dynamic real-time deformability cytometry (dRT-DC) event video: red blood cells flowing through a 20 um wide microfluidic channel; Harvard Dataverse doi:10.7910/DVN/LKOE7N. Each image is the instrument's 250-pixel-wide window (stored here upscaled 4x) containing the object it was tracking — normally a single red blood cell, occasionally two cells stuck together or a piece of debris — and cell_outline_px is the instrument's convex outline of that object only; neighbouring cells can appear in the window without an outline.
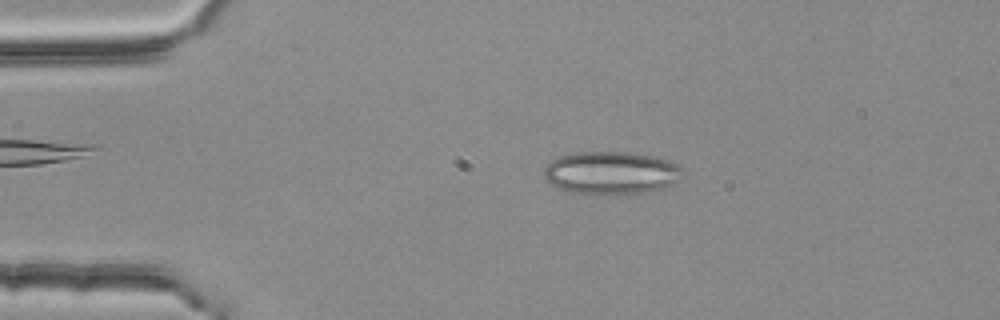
{"species": "common noctule bat (a hibernating species)", "species_latin": "Nyctalus noctula", "temperature_condition": "room temperature", "stored_images_in_passage": 46, "camera_frame_rate_fps": 3000, "um_per_image_px": 0.085, "animal": {"sex": "female", "body_mass_g": 25.1}, "frame": {"image": 1, "passage_image": 10, "time_ms": 3.0, "image_size_px": [1000, 320], "cell_outline_px": [[684, 172], [676, 180], [664, 188], [644, 192], [568, 192], [544, 180], [544, 168], [552, 160], [560, 156], [576, 152], [628, 152], [656, 156], [668, 160], [684, 168]], "centroid_in_image_um": [51.95, 14.65], "position_along_channel_um": 33.1, "area_um2": 33.93}}
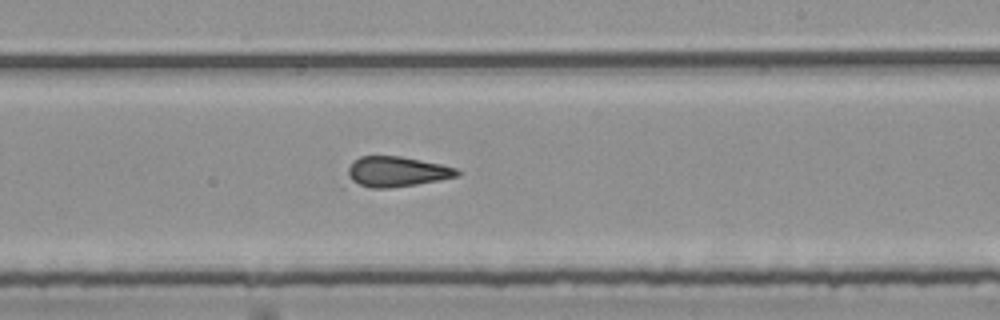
{"frame": {"image": 2, "passage_image": 31, "time_ms": 10.0, "image_size_px": [1000, 320], "cell_outline_px": [[460, 176], [440, 180], [416, 184], [388, 188], [372, 188], [348, 184], [348, 168], [360, 156], [400, 156], [440, 164], [456, 168], [460, 172]], "centroid_in_image_um": [33.68, 14.61], "position_along_channel_um": 255.3, "area_um2": 19.42}}
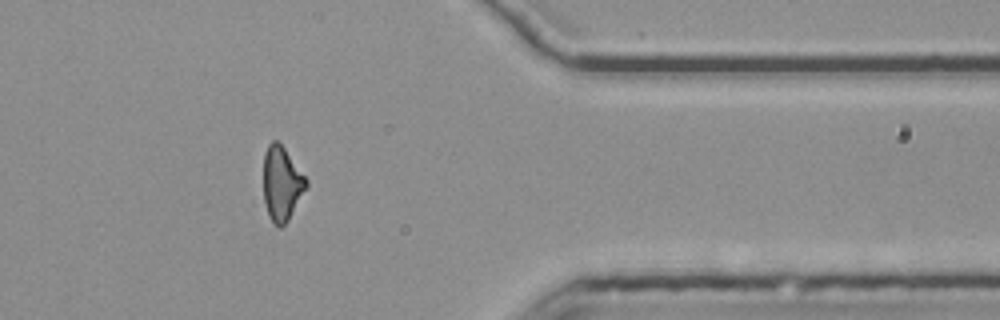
{"frame": {"image": 3, "passage_image": 43, "time_ms": 14.0, "image_size_px": [1000, 320], "cell_outline_px": [[308, 188], [288, 220], [280, 228], [268, 216], [264, 200], [264, 152], [268, 144], [272, 140], [276, 140], [284, 148], [308, 180]], "centroid_in_image_um": [23.96, 15.61], "position_along_channel_um": 387.4, "area_um2": 18.5}, "authors_computed_cell_mechanics": {"area_um2": 20.1433, "velocity_mm_per_s": 3.7969, "shape_relaxation_time_tau1_ms": null, "shape_relaxation_time_tau2_ms": 1.9507, "deformation_change_tau1": null, "deformation_change_tau2": 0.1197}}